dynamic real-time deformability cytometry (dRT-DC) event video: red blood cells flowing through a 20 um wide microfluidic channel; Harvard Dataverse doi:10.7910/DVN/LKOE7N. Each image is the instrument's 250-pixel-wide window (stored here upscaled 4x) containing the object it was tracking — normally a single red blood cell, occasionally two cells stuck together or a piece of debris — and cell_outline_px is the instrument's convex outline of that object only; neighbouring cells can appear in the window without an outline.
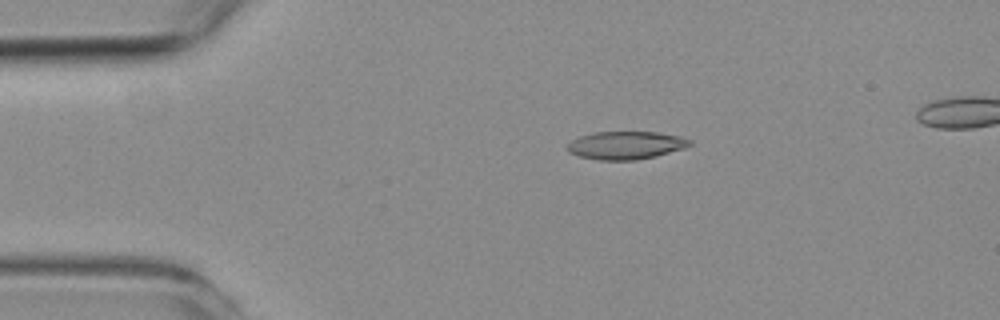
{"species": "common noctule bat (a hibernating species)", "species_latin": "Nyctalus noctula", "temperature_condition": "room temperature", "stored_images_in_passage": 43, "camera_frame_rate_fps": 3000, "um_per_image_px": 0.085, "animal": {"sex": "female", "body_mass_g": 19.3, "forearm_length_mm": 54.1}, "frame": {"image": 1, "passage_image": 1, "time_ms": 0.0, "image_size_px": [1000, 320], "cell_outline_px": [[692, 144], [684, 148], [656, 156], [636, 160], [600, 160], [580, 156], [568, 152], [564, 148], [572, 140], [580, 136], [596, 132], [656, 132], [680, 136], [692, 140]], "centroid_in_image_um": [53.19, 12.35], "position_along_channel_um": 31.8, "area_um2": 19.94}}
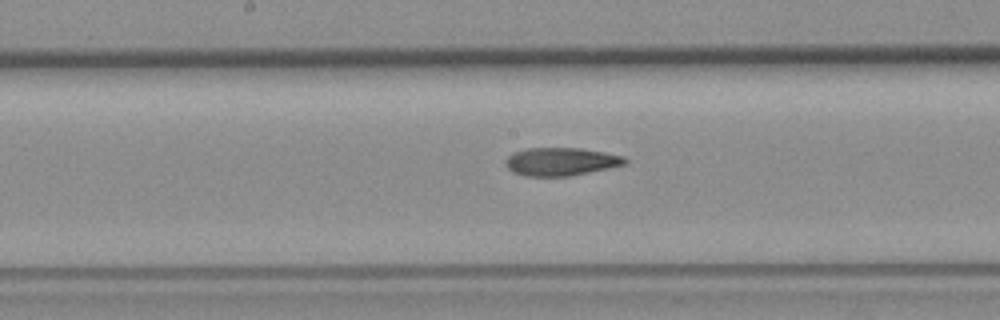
{"frame": {"image": 2, "passage_image": 18, "time_ms": 5.667, "image_size_px": [1000, 320], "cell_outline_px": [[628, 164], [568, 176], [524, 176], [512, 172], [504, 164], [504, 160], [512, 152], [528, 148], [580, 148], [604, 152], [624, 156], [628, 160]], "centroid_in_image_um": [47.65, 13.73], "position_along_channel_um": 200.5, "area_um2": 19.65}}
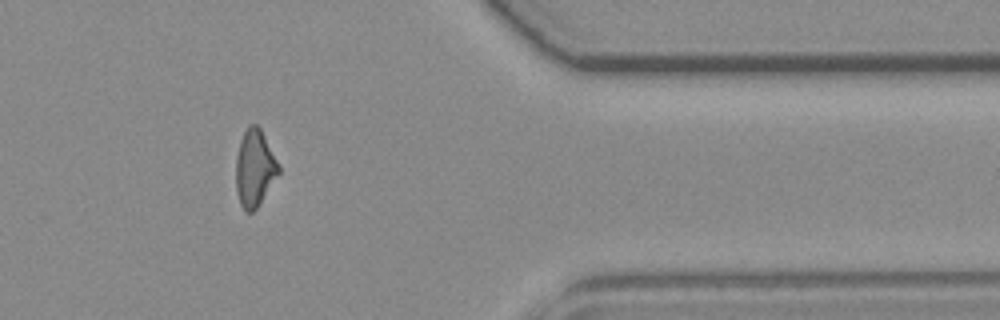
{"frame": {"image": 3, "passage_image": 35, "time_ms": 11.333, "image_size_px": [1000, 320], "cell_outline_px": [[280, 172], [256, 208], [252, 212], [244, 212], [240, 204], [236, 192], [236, 156], [240, 140], [248, 124], [256, 124], [260, 128], [280, 164]], "centroid_in_image_um": [21.64, 14.28], "position_along_channel_um": 389.8, "area_um2": 19.19}, "authors_computed_cell_mechanics": {"area_um2": 19.652, "velocity_mm_per_s": 3.7605, "shape_relaxation_time_tau1_ms": null, "shape_relaxation_time_tau2_ms": 4.9883, "deformation_change_tau1": null, "deformation_change_tau2": 0.1389}}